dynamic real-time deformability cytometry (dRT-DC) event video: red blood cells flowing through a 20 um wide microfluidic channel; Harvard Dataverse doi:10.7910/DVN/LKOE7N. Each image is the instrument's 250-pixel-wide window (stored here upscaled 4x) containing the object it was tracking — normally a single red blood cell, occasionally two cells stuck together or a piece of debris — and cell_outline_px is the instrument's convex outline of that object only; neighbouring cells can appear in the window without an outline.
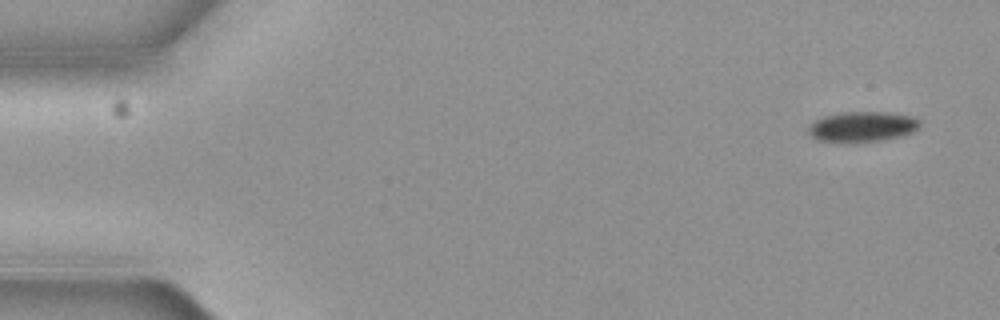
{"species": "common noctule bat (a hibernating species)", "species_latin": "Nyctalus noctula", "temperature_condition": "cold", "stored_images_in_passage": 5, "camera_frame_rate_fps": 3000, "um_per_image_px": 0.085, "animal": {"sex": "female", "body_mass_g": 19.3, "forearm_length_mm": 54.1}, "frame": {"image": 1, "passage_image": 1, "time_ms": 0.0, "image_size_px": [1000, 320], "cell_outline_px": [[920, 124], [916, 128], [900, 136], [880, 140], [816, 140], [808, 132], [808, 128], [816, 120], [824, 116], [844, 112], [888, 112], [912, 116]], "centroid_in_image_um": [73.27, 10.73], "position_along_channel_um": 11.7, "area_um2": 18.67}}